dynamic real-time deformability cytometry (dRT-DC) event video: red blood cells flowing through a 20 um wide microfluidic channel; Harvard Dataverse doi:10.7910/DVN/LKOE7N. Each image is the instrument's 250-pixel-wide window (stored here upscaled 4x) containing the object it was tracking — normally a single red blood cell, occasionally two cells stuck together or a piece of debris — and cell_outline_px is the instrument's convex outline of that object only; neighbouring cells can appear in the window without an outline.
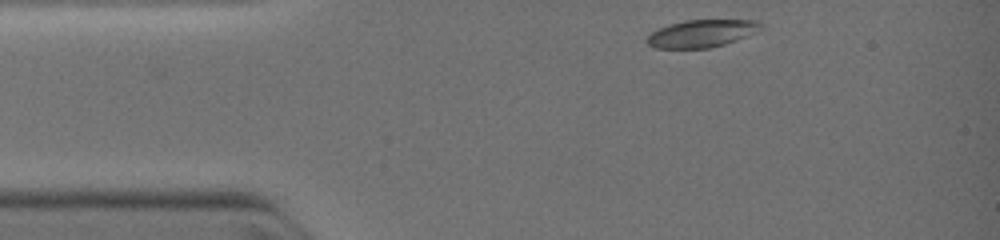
{"species": "common noctule bat (a hibernating species)", "species_latin": "Nyctalus noctula", "temperature_condition": "warm", "stored_images_in_passage": 7, "camera_frame_rate_fps": 3000, "um_per_image_px": 0.085, "animal": {"sex": "female", "body_mass_g": 19.0, "forearm_length_mm": 51.5}, "frame": {"image": 1, "passage_image": 1, "time_ms": 0.0, "image_size_px": [1000, 240], "cell_outline_px": [[764, 28], [748, 36], [724, 44], [708, 48], [656, 48], [648, 44], [644, 40], [652, 32], [668, 24], [684, 20], [756, 20], [764, 24]], "centroid_in_image_um": [59.67, 2.84], "position_along_channel_um": 25.3, "area_um2": 18.32}}
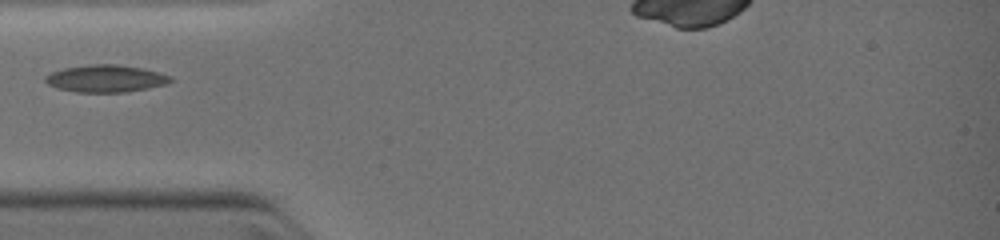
{"frame": {"image": 2, "passage_image": 4, "time_ms": 2.0, "image_size_px": [1000, 240], "cell_outline_px": [[172, 80], [168, 84], [148, 88], [124, 92], [76, 92], [56, 88], [48, 84], [44, 80], [44, 76], [52, 72], [64, 68], [88, 64], [116, 64], [140, 68], [172, 76]], "centroid_in_image_um": [8.96, 6.68], "position_along_channel_um": 76.0, "area_um2": 19.83}}
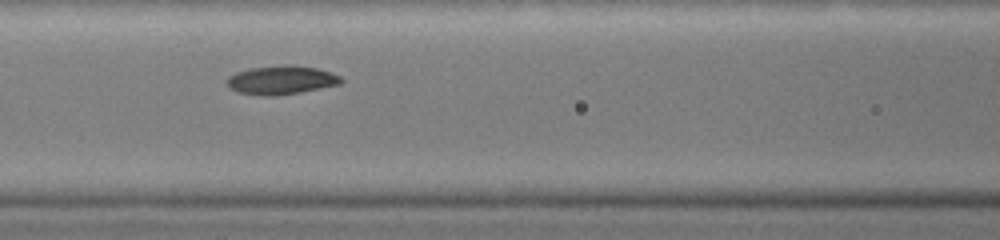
{"frame": {"image": 3, "passage_image": 6, "time_ms": 3.333, "image_size_px": [1000, 240], "cell_outline_px": [[344, 80], [340, 84], [300, 92], [276, 96], [264, 96], [236, 92], [228, 84], [228, 76], [236, 72], [252, 68], [292, 64], [316, 68], [332, 72], [340, 76]], "centroid_in_image_um": [23.94, 6.8], "position_along_channel_um": 142.7, "area_um2": 19.02}}